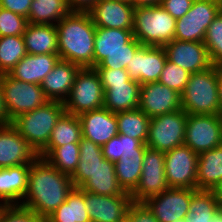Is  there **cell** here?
<instances>
[{
	"label": "cell",
	"instance_id": "51",
	"mask_svg": "<svg viewBox=\"0 0 222 222\" xmlns=\"http://www.w3.org/2000/svg\"><path fill=\"white\" fill-rule=\"evenodd\" d=\"M116 222H130V219H129V216L126 215V216H124L122 219H120V220H118V221H116Z\"/></svg>",
	"mask_w": 222,
	"mask_h": 222
},
{
	"label": "cell",
	"instance_id": "1",
	"mask_svg": "<svg viewBox=\"0 0 222 222\" xmlns=\"http://www.w3.org/2000/svg\"><path fill=\"white\" fill-rule=\"evenodd\" d=\"M70 175L53 167L45 158L38 156L31 164L28 189L21 206L46 219L73 190Z\"/></svg>",
	"mask_w": 222,
	"mask_h": 222
},
{
	"label": "cell",
	"instance_id": "5",
	"mask_svg": "<svg viewBox=\"0 0 222 222\" xmlns=\"http://www.w3.org/2000/svg\"><path fill=\"white\" fill-rule=\"evenodd\" d=\"M64 113L62 102L48 101L39 108L18 115L11 125L39 153L48 144L53 128Z\"/></svg>",
	"mask_w": 222,
	"mask_h": 222
},
{
	"label": "cell",
	"instance_id": "19",
	"mask_svg": "<svg viewBox=\"0 0 222 222\" xmlns=\"http://www.w3.org/2000/svg\"><path fill=\"white\" fill-rule=\"evenodd\" d=\"M167 59L193 74L212 66L207 47L203 42L173 39L164 46Z\"/></svg>",
	"mask_w": 222,
	"mask_h": 222
},
{
	"label": "cell",
	"instance_id": "43",
	"mask_svg": "<svg viewBox=\"0 0 222 222\" xmlns=\"http://www.w3.org/2000/svg\"><path fill=\"white\" fill-rule=\"evenodd\" d=\"M127 215L130 222H159L143 202H133L128 208Z\"/></svg>",
	"mask_w": 222,
	"mask_h": 222
},
{
	"label": "cell",
	"instance_id": "35",
	"mask_svg": "<svg viewBox=\"0 0 222 222\" xmlns=\"http://www.w3.org/2000/svg\"><path fill=\"white\" fill-rule=\"evenodd\" d=\"M25 55L23 36L0 37V74H8Z\"/></svg>",
	"mask_w": 222,
	"mask_h": 222
},
{
	"label": "cell",
	"instance_id": "23",
	"mask_svg": "<svg viewBox=\"0 0 222 222\" xmlns=\"http://www.w3.org/2000/svg\"><path fill=\"white\" fill-rule=\"evenodd\" d=\"M80 69L81 67L76 64L59 60L41 83V88L47 99L64 103Z\"/></svg>",
	"mask_w": 222,
	"mask_h": 222
},
{
	"label": "cell",
	"instance_id": "21",
	"mask_svg": "<svg viewBox=\"0 0 222 222\" xmlns=\"http://www.w3.org/2000/svg\"><path fill=\"white\" fill-rule=\"evenodd\" d=\"M78 118L81 122L82 137L101 147L118 135L116 113L106 108L83 112Z\"/></svg>",
	"mask_w": 222,
	"mask_h": 222
},
{
	"label": "cell",
	"instance_id": "29",
	"mask_svg": "<svg viewBox=\"0 0 222 222\" xmlns=\"http://www.w3.org/2000/svg\"><path fill=\"white\" fill-rule=\"evenodd\" d=\"M81 138V122L78 116L65 112L53 128L48 144L38 154L44 158L54 147L79 143Z\"/></svg>",
	"mask_w": 222,
	"mask_h": 222
},
{
	"label": "cell",
	"instance_id": "15",
	"mask_svg": "<svg viewBox=\"0 0 222 222\" xmlns=\"http://www.w3.org/2000/svg\"><path fill=\"white\" fill-rule=\"evenodd\" d=\"M196 191L197 189L169 187L143 203L159 222H173L186 217L192 195Z\"/></svg>",
	"mask_w": 222,
	"mask_h": 222
},
{
	"label": "cell",
	"instance_id": "34",
	"mask_svg": "<svg viewBox=\"0 0 222 222\" xmlns=\"http://www.w3.org/2000/svg\"><path fill=\"white\" fill-rule=\"evenodd\" d=\"M118 134H124L146 144L151 118L139 108L116 113Z\"/></svg>",
	"mask_w": 222,
	"mask_h": 222
},
{
	"label": "cell",
	"instance_id": "32",
	"mask_svg": "<svg viewBox=\"0 0 222 222\" xmlns=\"http://www.w3.org/2000/svg\"><path fill=\"white\" fill-rule=\"evenodd\" d=\"M71 12L67 0H32L27 21L30 24L56 25Z\"/></svg>",
	"mask_w": 222,
	"mask_h": 222
},
{
	"label": "cell",
	"instance_id": "27",
	"mask_svg": "<svg viewBox=\"0 0 222 222\" xmlns=\"http://www.w3.org/2000/svg\"><path fill=\"white\" fill-rule=\"evenodd\" d=\"M23 38L28 54H58V33L55 25L28 23Z\"/></svg>",
	"mask_w": 222,
	"mask_h": 222
},
{
	"label": "cell",
	"instance_id": "2",
	"mask_svg": "<svg viewBox=\"0 0 222 222\" xmlns=\"http://www.w3.org/2000/svg\"><path fill=\"white\" fill-rule=\"evenodd\" d=\"M74 187L99 195H130L120 186L115 164L105 159L101 146L81 138L79 142V163L70 176Z\"/></svg>",
	"mask_w": 222,
	"mask_h": 222
},
{
	"label": "cell",
	"instance_id": "38",
	"mask_svg": "<svg viewBox=\"0 0 222 222\" xmlns=\"http://www.w3.org/2000/svg\"><path fill=\"white\" fill-rule=\"evenodd\" d=\"M203 43L212 65L222 67V10L207 28Z\"/></svg>",
	"mask_w": 222,
	"mask_h": 222
},
{
	"label": "cell",
	"instance_id": "31",
	"mask_svg": "<svg viewBox=\"0 0 222 222\" xmlns=\"http://www.w3.org/2000/svg\"><path fill=\"white\" fill-rule=\"evenodd\" d=\"M85 203V191L74 187L63 202L46 222H91Z\"/></svg>",
	"mask_w": 222,
	"mask_h": 222
},
{
	"label": "cell",
	"instance_id": "53",
	"mask_svg": "<svg viewBox=\"0 0 222 222\" xmlns=\"http://www.w3.org/2000/svg\"><path fill=\"white\" fill-rule=\"evenodd\" d=\"M118 1H124V2L131 3V4H132V0H118Z\"/></svg>",
	"mask_w": 222,
	"mask_h": 222
},
{
	"label": "cell",
	"instance_id": "30",
	"mask_svg": "<svg viewBox=\"0 0 222 222\" xmlns=\"http://www.w3.org/2000/svg\"><path fill=\"white\" fill-rule=\"evenodd\" d=\"M187 222H222L220 205L214 193L207 190H197L191 198Z\"/></svg>",
	"mask_w": 222,
	"mask_h": 222
},
{
	"label": "cell",
	"instance_id": "52",
	"mask_svg": "<svg viewBox=\"0 0 222 222\" xmlns=\"http://www.w3.org/2000/svg\"><path fill=\"white\" fill-rule=\"evenodd\" d=\"M173 222H187L185 218L174 220Z\"/></svg>",
	"mask_w": 222,
	"mask_h": 222
},
{
	"label": "cell",
	"instance_id": "28",
	"mask_svg": "<svg viewBox=\"0 0 222 222\" xmlns=\"http://www.w3.org/2000/svg\"><path fill=\"white\" fill-rule=\"evenodd\" d=\"M222 180V144L198 154L197 190L212 191Z\"/></svg>",
	"mask_w": 222,
	"mask_h": 222
},
{
	"label": "cell",
	"instance_id": "6",
	"mask_svg": "<svg viewBox=\"0 0 222 222\" xmlns=\"http://www.w3.org/2000/svg\"><path fill=\"white\" fill-rule=\"evenodd\" d=\"M181 107L187 114H219L217 66L190 75L181 94Z\"/></svg>",
	"mask_w": 222,
	"mask_h": 222
},
{
	"label": "cell",
	"instance_id": "4",
	"mask_svg": "<svg viewBox=\"0 0 222 222\" xmlns=\"http://www.w3.org/2000/svg\"><path fill=\"white\" fill-rule=\"evenodd\" d=\"M141 46L132 30L96 28L94 69H126Z\"/></svg>",
	"mask_w": 222,
	"mask_h": 222
},
{
	"label": "cell",
	"instance_id": "17",
	"mask_svg": "<svg viewBox=\"0 0 222 222\" xmlns=\"http://www.w3.org/2000/svg\"><path fill=\"white\" fill-rule=\"evenodd\" d=\"M135 7L118 0H98L87 12L96 28L133 30Z\"/></svg>",
	"mask_w": 222,
	"mask_h": 222
},
{
	"label": "cell",
	"instance_id": "11",
	"mask_svg": "<svg viewBox=\"0 0 222 222\" xmlns=\"http://www.w3.org/2000/svg\"><path fill=\"white\" fill-rule=\"evenodd\" d=\"M222 10V0H194L189 11L176 19L174 39L203 42L207 28Z\"/></svg>",
	"mask_w": 222,
	"mask_h": 222
},
{
	"label": "cell",
	"instance_id": "3",
	"mask_svg": "<svg viewBox=\"0 0 222 222\" xmlns=\"http://www.w3.org/2000/svg\"><path fill=\"white\" fill-rule=\"evenodd\" d=\"M58 55L81 68H94L96 27L88 12L72 11L56 25Z\"/></svg>",
	"mask_w": 222,
	"mask_h": 222
},
{
	"label": "cell",
	"instance_id": "22",
	"mask_svg": "<svg viewBox=\"0 0 222 222\" xmlns=\"http://www.w3.org/2000/svg\"><path fill=\"white\" fill-rule=\"evenodd\" d=\"M85 203L91 222H116L127 215L133 201L130 195L107 196L85 191Z\"/></svg>",
	"mask_w": 222,
	"mask_h": 222
},
{
	"label": "cell",
	"instance_id": "54",
	"mask_svg": "<svg viewBox=\"0 0 222 222\" xmlns=\"http://www.w3.org/2000/svg\"><path fill=\"white\" fill-rule=\"evenodd\" d=\"M220 215L222 216V205H220Z\"/></svg>",
	"mask_w": 222,
	"mask_h": 222
},
{
	"label": "cell",
	"instance_id": "40",
	"mask_svg": "<svg viewBox=\"0 0 222 222\" xmlns=\"http://www.w3.org/2000/svg\"><path fill=\"white\" fill-rule=\"evenodd\" d=\"M27 18L0 7V37L23 36Z\"/></svg>",
	"mask_w": 222,
	"mask_h": 222
},
{
	"label": "cell",
	"instance_id": "8",
	"mask_svg": "<svg viewBox=\"0 0 222 222\" xmlns=\"http://www.w3.org/2000/svg\"><path fill=\"white\" fill-rule=\"evenodd\" d=\"M104 90L94 68H81L66 100L65 112L76 115L103 108Z\"/></svg>",
	"mask_w": 222,
	"mask_h": 222
},
{
	"label": "cell",
	"instance_id": "47",
	"mask_svg": "<svg viewBox=\"0 0 222 222\" xmlns=\"http://www.w3.org/2000/svg\"><path fill=\"white\" fill-rule=\"evenodd\" d=\"M11 124V122L8 120L7 111L5 109V104L3 101V94H2V88L0 84V126Z\"/></svg>",
	"mask_w": 222,
	"mask_h": 222
},
{
	"label": "cell",
	"instance_id": "14",
	"mask_svg": "<svg viewBox=\"0 0 222 222\" xmlns=\"http://www.w3.org/2000/svg\"><path fill=\"white\" fill-rule=\"evenodd\" d=\"M164 165V152L147 147L139 184L130 194L133 202H144L147 198L160 194L169 188Z\"/></svg>",
	"mask_w": 222,
	"mask_h": 222
},
{
	"label": "cell",
	"instance_id": "42",
	"mask_svg": "<svg viewBox=\"0 0 222 222\" xmlns=\"http://www.w3.org/2000/svg\"><path fill=\"white\" fill-rule=\"evenodd\" d=\"M100 77L103 90H108L111 84H126L130 78L126 69H95Z\"/></svg>",
	"mask_w": 222,
	"mask_h": 222
},
{
	"label": "cell",
	"instance_id": "10",
	"mask_svg": "<svg viewBox=\"0 0 222 222\" xmlns=\"http://www.w3.org/2000/svg\"><path fill=\"white\" fill-rule=\"evenodd\" d=\"M186 122L187 113L183 109L152 117L146 146L166 152L184 145Z\"/></svg>",
	"mask_w": 222,
	"mask_h": 222
},
{
	"label": "cell",
	"instance_id": "9",
	"mask_svg": "<svg viewBox=\"0 0 222 222\" xmlns=\"http://www.w3.org/2000/svg\"><path fill=\"white\" fill-rule=\"evenodd\" d=\"M0 84L10 122L18 115L39 108L49 101L41 85L17 80L8 74H0Z\"/></svg>",
	"mask_w": 222,
	"mask_h": 222
},
{
	"label": "cell",
	"instance_id": "24",
	"mask_svg": "<svg viewBox=\"0 0 222 222\" xmlns=\"http://www.w3.org/2000/svg\"><path fill=\"white\" fill-rule=\"evenodd\" d=\"M30 164L0 168V206L21 205L28 189Z\"/></svg>",
	"mask_w": 222,
	"mask_h": 222
},
{
	"label": "cell",
	"instance_id": "50",
	"mask_svg": "<svg viewBox=\"0 0 222 222\" xmlns=\"http://www.w3.org/2000/svg\"><path fill=\"white\" fill-rule=\"evenodd\" d=\"M212 192L216 196L219 205H222V180L214 187Z\"/></svg>",
	"mask_w": 222,
	"mask_h": 222
},
{
	"label": "cell",
	"instance_id": "41",
	"mask_svg": "<svg viewBox=\"0 0 222 222\" xmlns=\"http://www.w3.org/2000/svg\"><path fill=\"white\" fill-rule=\"evenodd\" d=\"M0 222H46V219L21 205H10L0 206Z\"/></svg>",
	"mask_w": 222,
	"mask_h": 222
},
{
	"label": "cell",
	"instance_id": "25",
	"mask_svg": "<svg viewBox=\"0 0 222 222\" xmlns=\"http://www.w3.org/2000/svg\"><path fill=\"white\" fill-rule=\"evenodd\" d=\"M59 60L58 54L32 55L27 53L8 75L26 83L41 85Z\"/></svg>",
	"mask_w": 222,
	"mask_h": 222
},
{
	"label": "cell",
	"instance_id": "44",
	"mask_svg": "<svg viewBox=\"0 0 222 222\" xmlns=\"http://www.w3.org/2000/svg\"><path fill=\"white\" fill-rule=\"evenodd\" d=\"M194 0H161L160 6L173 18L179 19L191 8Z\"/></svg>",
	"mask_w": 222,
	"mask_h": 222
},
{
	"label": "cell",
	"instance_id": "26",
	"mask_svg": "<svg viewBox=\"0 0 222 222\" xmlns=\"http://www.w3.org/2000/svg\"><path fill=\"white\" fill-rule=\"evenodd\" d=\"M141 84L130 79L126 84H111L104 90L103 108L117 113L130 111L139 107Z\"/></svg>",
	"mask_w": 222,
	"mask_h": 222
},
{
	"label": "cell",
	"instance_id": "49",
	"mask_svg": "<svg viewBox=\"0 0 222 222\" xmlns=\"http://www.w3.org/2000/svg\"><path fill=\"white\" fill-rule=\"evenodd\" d=\"M219 115L222 117V67H218Z\"/></svg>",
	"mask_w": 222,
	"mask_h": 222
},
{
	"label": "cell",
	"instance_id": "37",
	"mask_svg": "<svg viewBox=\"0 0 222 222\" xmlns=\"http://www.w3.org/2000/svg\"><path fill=\"white\" fill-rule=\"evenodd\" d=\"M101 148L104 158L115 164L120 160L123 153L146 151L147 146L138 139L118 134L112 137Z\"/></svg>",
	"mask_w": 222,
	"mask_h": 222
},
{
	"label": "cell",
	"instance_id": "16",
	"mask_svg": "<svg viewBox=\"0 0 222 222\" xmlns=\"http://www.w3.org/2000/svg\"><path fill=\"white\" fill-rule=\"evenodd\" d=\"M149 118L182 109L181 94L159 82L141 85L139 107Z\"/></svg>",
	"mask_w": 222,
	"mask_h": 222
},
{
	"label": "cell",
	"instance_id": "7",
	"mask_svg": "<svg viewBox=\"0 0 222 222\" xmlns=\"http://www.w3.org/2000/svg\"><path fill=\"white\" fill-rule=\"evenodd\" d=\"M176 19L160 5L135 7L133 36L142 46L164 47L174 39Z\"/></svg>",
	"mask_w": 222,
	"mask_h": 222
},
{
	"label": "cell",
	"instance_id": "48",
	"mask_svg": "<svg viewBox=\"0 0 222 222\" xmlns=\"http://www.w3.org/2000/svg\"><path fill=\"white\" fill-rule=\"evenodd\" d=\"M161 0H132V5L134 7H148L160 5Z\"/></svg>",
	"mask_w": 222,
	"mask_h": 222
},
{
	"label": "cell",
	"instance_id": "20",
	"mask_svg": "<svg viewBox=\"0 0 222 222\" xmlns=\"http://www.w3.org/2000/svg\"><path fill=\"white\" fill-rule=\"evenodd\" d=\"M38 156L11 124L0 126V168L31 164Z\"/></svg>",
	"mask_w": 222,
	"mask_h": 222
},
{
	"label": "cell",
	"instance_id": "46",
	"mask_svg": "<svg viewBox=\"0 0 222 222\" xmlns=\"http://www.w3.org/2000/svg\"><path fill=\"white\" fill-rule=\"evenodd\" d=\"M98 0H67L72 11L87 12Z\"/></svg>",
	"mask_w": 222,
	"mask_h": 222
},
{
	"label": "cell",
	"instance_id": "45",
	"mask_svg": "<svg viewBox=\"0 0 222 222\" xmlns=\"http://www.w3.org/2000/svg\"><path fill=\"white\" fill-rule=\"evenodd\" d=\"M32 0H0V7L28 18Z\"/></svg>",
	"mask_w": 222,
	"mask_h": 222
},
{
	"label": "cell",
	"instance_id": "33",
	"mask_svg": "<svg viewBox=\"0 0 222 222\" xmlns=\"http://www.w3.org/2000/svg\"><path fill=\"white\" fill-rule=\"evenodd\" d=\"M145 151L123 153L115 163L117 180L123 190L131 194L139 184Z\"/></svg>",
	"mask_w": 222,
	"mask_h": 222
},
{
	"label": "cell",
	"instance_id": "36",
	"mask_svg": "<svg viewBox=\"0 0 222 222\" xmlns=\"http://www.w3.org/2000/svg\"><path fill=\"white\" fill-rule=\"evenodd\" d=\"M44 158L57 170L71 176L79 163V143L54 147Z\"/></svg>",
	"mask_w": 222,
	"mask_h": 222
},
{
	"label": "cell",
	"instance_id": "12",
	"mask_svg": "<svg viewBox=\"0 0 222 222\" xmlns=\"http://www.w3.org/2000/svg\"><path fill=\"white\" fill-rule=\"evenodd\" d=\"M222 144V117L187 114L184 145L200 154Z\"/></svg>",
	"mask_w": 222,
	"mask_h": 222
},
{
	"label": "cell",
	"instance_id": "13",
	"mask_svg": "<svg viewBox=\"0 0 222 222\" xmlns=\"http://www.w3.org/2000/svg\"><path fill=\"white\" fill-rule=\"evenodd\" d=\"M169 187L197 189L198 154L186 145L164 152Z\"/></svg>",
	"mask_w": 222,
	"mask_h": 222
},
{
	"label": "cell",
	"instance_id": "39",
	"mask_svg": "<svg viewBox=\"0 0 222 222\" xmlns=\"http://www.w3.org/2000/svg\"><path fill=\"white\" fill-rule=\"evenodd\" d=\"M190 75L186 70L167 59L158 82L182 94Z\"/></svg>",
	"mask_w": 222,
	"mask_h": 222
},
{
	"label": "cell",
	"instance_id": "18",
	"mask_svg": "<svg viewBox=\"0 0 222 222\" xmlns=\"http://www.w3.org/2000/svg\"><path fill=\"white\" fill-rule=\"evenodd\" d=\"M167 55L164 47L141 46L127 65L129 78L141 85L158 82Z\"/></svg>",
	"mask_w": 222,
	"mask_h": 222
}]
</instances>
